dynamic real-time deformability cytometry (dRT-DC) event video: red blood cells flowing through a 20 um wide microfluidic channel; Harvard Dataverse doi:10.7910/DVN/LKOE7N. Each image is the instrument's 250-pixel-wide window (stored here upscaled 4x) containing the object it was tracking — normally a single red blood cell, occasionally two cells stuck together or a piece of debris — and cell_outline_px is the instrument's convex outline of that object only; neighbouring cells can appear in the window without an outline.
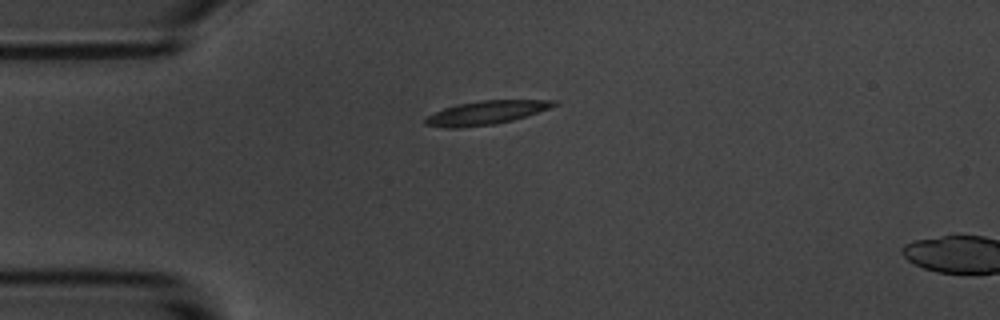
{"species": "common noctule bat (a hibernating species)", "species_latin": "Nyctalus noctula", "temperature_condition": "room temperature", "stored_images_in_passage": 4, "camera_frame_rate_fps": 3000, "um_per_image_px": 0.085, "animal": {"sex": "male", "body_mass_g": 20.1, "forearm_length_mm": 53.5}, "frame": {"image": 1, "passage_image": 1, "time_ms": 0.0, "image_size_px": [1000, 320], "cell_outline_px": [[560, 104], [512, 120], [496, 124], [456, 128], [424, 124], [424, 120], [428, 116], [444, 108], [460, 104], [480, 100], [560, 100]], "centroid_in_image_um": [41.36, 9.56], "position_along_channel_um": 43.6, "area_um2": 17.34}}
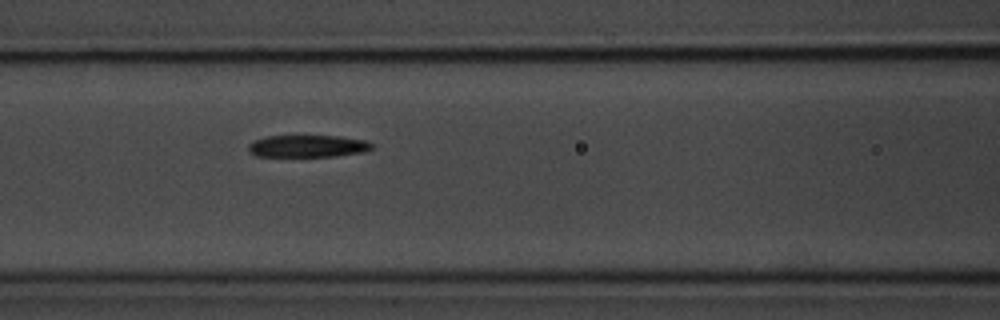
{"frame": {"image": 2, "passage_image": 4, "time_ms": 3.333, "image_size_px": [1000, 320], "cell_outline_px": [[372, 148], [364, 152], [336, 156], [256, 156], [248, 152], [248, 144], [256, 140], [268, 136], [340, 136], [364, 140], [372, 144]], "centroid_in_image_um": [26.14, 12.42], "position_along_channel_um": 140.5, "area_um2": 15.84}}